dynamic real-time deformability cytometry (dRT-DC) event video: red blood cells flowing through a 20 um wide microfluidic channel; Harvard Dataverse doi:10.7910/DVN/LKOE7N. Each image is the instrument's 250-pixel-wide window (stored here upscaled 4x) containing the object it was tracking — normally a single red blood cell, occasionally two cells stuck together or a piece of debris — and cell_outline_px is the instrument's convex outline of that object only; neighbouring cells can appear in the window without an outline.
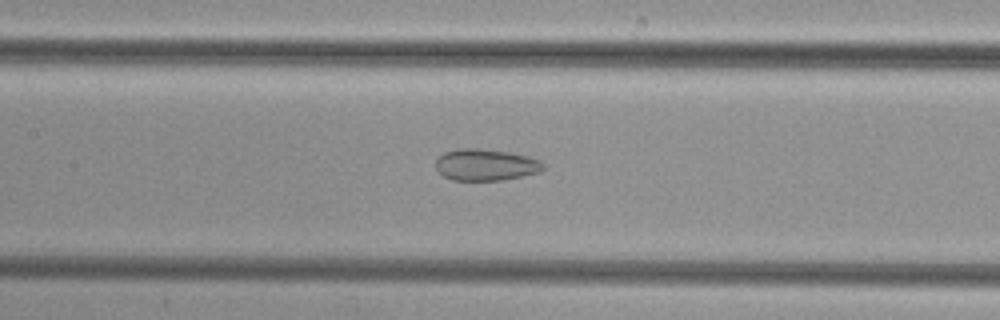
{"species": "common noctule bat (a hibernating species)", "species_latin": "Nyctalus noctula", "temperature_condition": "cold", "stored_images_in_passage": 51, "camera_frame_rate_fps": 3000, "um_per_image_px": 0.085, "animal": {"sex": "female", "body_mass_g": 29.2, "forearm_length_mm": 56.3}, "frame": {"image": 1, "passage_image": 24, "time_ms": 7.667, "image_size_px": [1000, 320], "cell_outline_px": [[544, 168], [540, 172], [500, 180], [452, 180], [444, 176], [436, 168], [436, 160], [444, 152], [460, 148], [476, 148], [508, 152], [528, 156], [540, 160], [544, 164]], "centroid_in_image_um": [41.28, 14.0], "position_along_channel_um": 166.1, "area_um2": 19.65}}
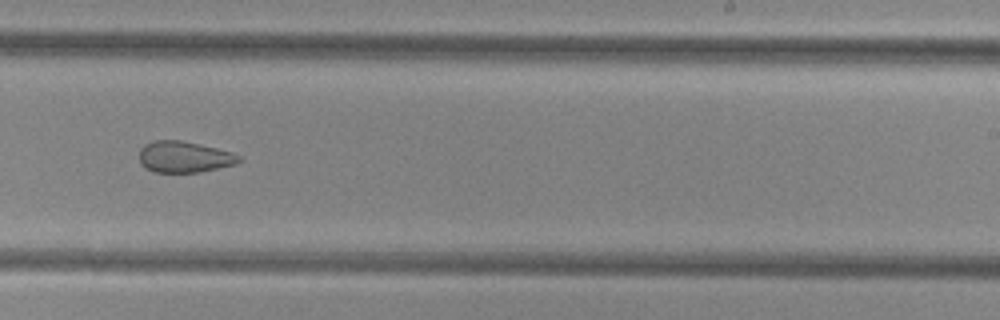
{"frame": {"image": 2, "passage_image": 32, "time_ms": 10.333, "image_size_px": [1000, 320], "cell_outline_px": [[244, 160], [236, 164], [200, 172], [152, 172], [144, 168], [140, 164], [140, 148], [144, 144], [156, 140], [180, 140], [200, 144], [232, 152], [240, 156]], "centroid_in_image_um": [15.66, 13.34], "position_along_channel_um": 273.3, "area_um2": 18.32}}
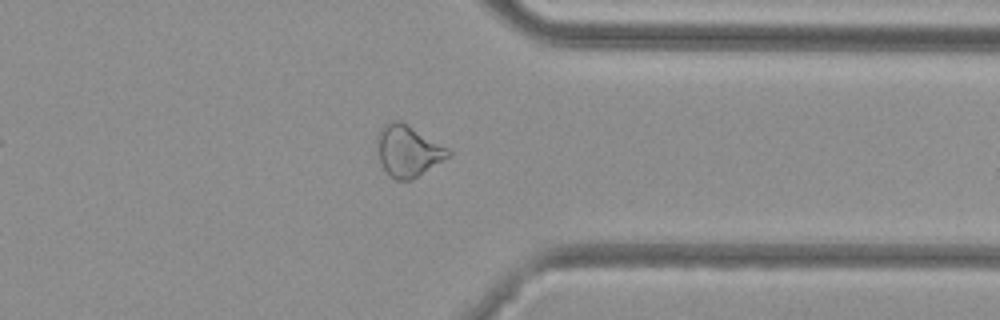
{"frame": {"image": 3, "passage_image": 40, "time_ms": 13.0, "image_size_px": [1000, 320], "cell_outline_px": [[452, 152], [448, 156], [412, 180], [396, 180], [388, 176], [380, 160], [376, 140], [376, 136], [384, 124], [388, 120], [400, 120], [448, 148]], "centroid_in_image_um": [34.64, 12.81], "position_along_channel_um": 376.8, "area_um2": 21.04}}